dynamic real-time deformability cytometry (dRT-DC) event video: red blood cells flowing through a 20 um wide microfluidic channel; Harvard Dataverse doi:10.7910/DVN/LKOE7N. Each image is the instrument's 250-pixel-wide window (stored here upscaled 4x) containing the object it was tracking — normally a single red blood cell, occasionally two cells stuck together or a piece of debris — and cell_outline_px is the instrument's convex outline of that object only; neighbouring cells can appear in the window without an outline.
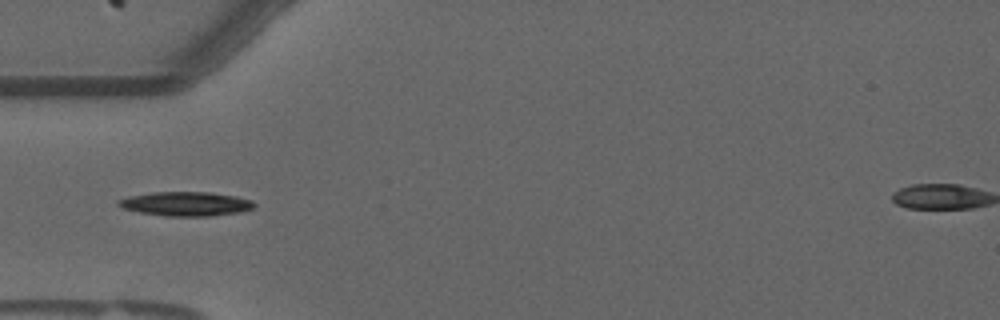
{"species": "common noctule bat (a hibernating species)", "species_latin": "Nyctalus noctula", "temperature_condition": "warm", "stored_images_in_passage": 54, "camera_frame_rate_fps": 3000, "um_per_image_px": 0.085, "animal": {"sex": "male", "forearm_length_mm": 52.5}, "frame": {"image": 1, "passage_image": 16, "time_ms": 5.0, "image_size_px": [1000, 320], "cell_outline_px": [[256, 204], [252, 208], [240, 212], [212, 216], [164, 216], [140, 212], [120, 208], [116, 204], [116, 200], [132, 196], [152, 192], [208, 192], [236, 196], [252, 200]], "centroid_in_image_um": [15.78, 17.33], "position_along_channel_um": 69.2, "area_um2": 19.19}}
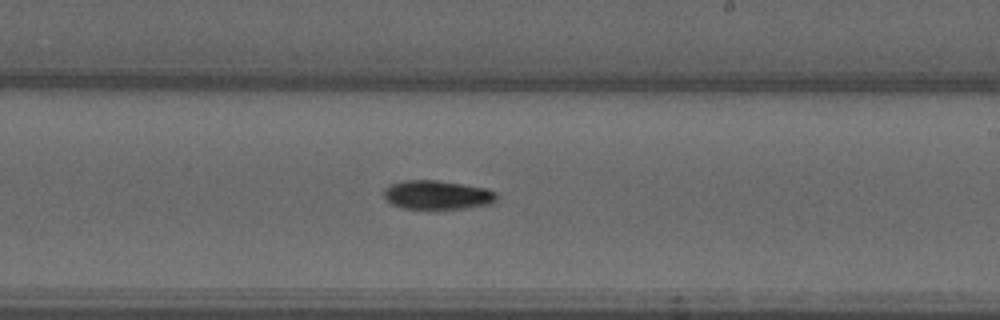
{"frame": {"image": 2, "passage_image": 31, "time_ms": 10.0, "image_size_px": [1000, 320], "cell_outline_px": [[496, 200], [492, 204], [468, 208], [400, 208], [392, 204], [384, 196], [384, 188], [392, 184], [404, 180], [436, 180], [484, 188], [496, 192]], "centroid_in_image_um": [37.17, 16.57], "position_along_channel_um": 251.8, "area_um2": 18.79}}
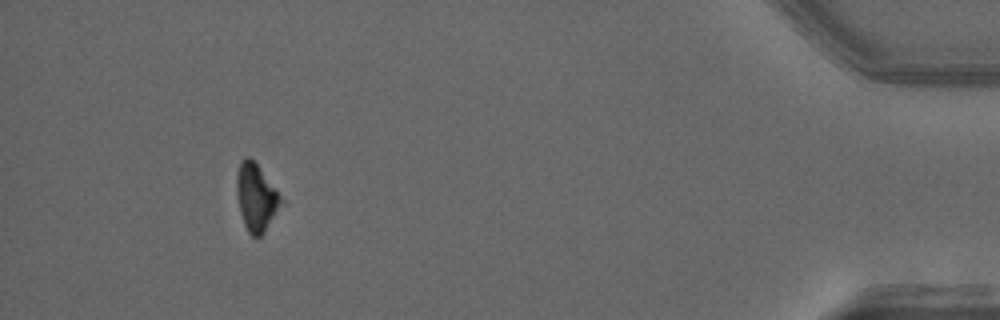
{"frame": {"image": 3, "passage_image": 50, "time_ms": 16.333, "image_size_px": [1000, 320], "cell_outline_px": [[284, 204], [264, 232], [260, 236], [252, 236], [248, 232], [244, 224], [240, 212], [236, 192], [236, 172], [240, 164], [248, 156], [256, 164], [284, 200]], "centroid_in_image_um": [21.78, 16.82], "position_along_channel_um": 413.4, "area_um2": 17.22}, "authors_computed_cell_mechanics": {"area_um2": 18.0625, "velocity_mm_per_s": 3.6415, "shape_relaxation_time_tau1_ms": 2.0815, "shape_relaxation_time_tau2_ms": null, "deformation_change_tau1": 0.1387, "deformation_change_tau2": null}}